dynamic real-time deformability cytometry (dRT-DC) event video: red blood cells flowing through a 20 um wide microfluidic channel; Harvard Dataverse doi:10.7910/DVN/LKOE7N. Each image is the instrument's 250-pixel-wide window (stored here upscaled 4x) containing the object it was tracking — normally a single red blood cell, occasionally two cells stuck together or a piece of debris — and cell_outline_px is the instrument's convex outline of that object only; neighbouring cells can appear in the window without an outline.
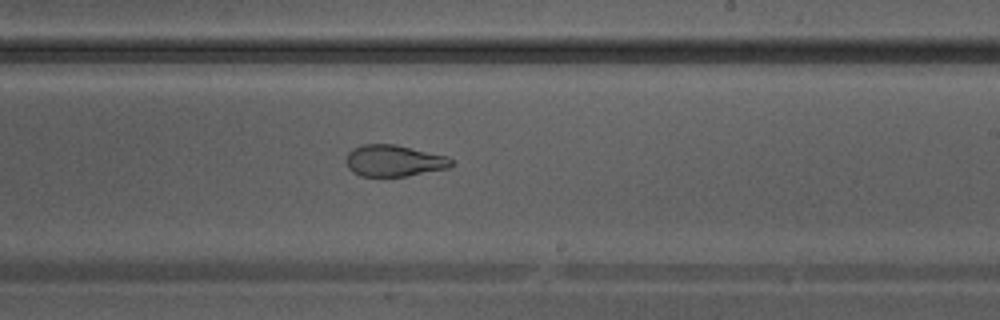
{"species": "Egyptian fruit bat (a non-hibernating species)", "species_latin": "Rousettus aegyptiacus", "temperature_condition": "warm", "stored_images_in_passage": 28, "camera_frame_rate_fps": 3000, "um_per_image_px": 0.085, "animal": {"sex": "male"}, "frame": {"image": 1, "passage_image": 13, "time_ms": 4.0, "image_size_px": [1000, 320], "cell_outline_px": [[456, 164], [448, 168], [404, 176], [360, 176], [352, 172], [348, 168], [348, 152], [352, 148], [360, 144], [396, 144], [448, 156]], "centroid_in_image_um": [33.51, 13.65], "position_along_channel_um": 255.5, "area_um2": 19.36}}